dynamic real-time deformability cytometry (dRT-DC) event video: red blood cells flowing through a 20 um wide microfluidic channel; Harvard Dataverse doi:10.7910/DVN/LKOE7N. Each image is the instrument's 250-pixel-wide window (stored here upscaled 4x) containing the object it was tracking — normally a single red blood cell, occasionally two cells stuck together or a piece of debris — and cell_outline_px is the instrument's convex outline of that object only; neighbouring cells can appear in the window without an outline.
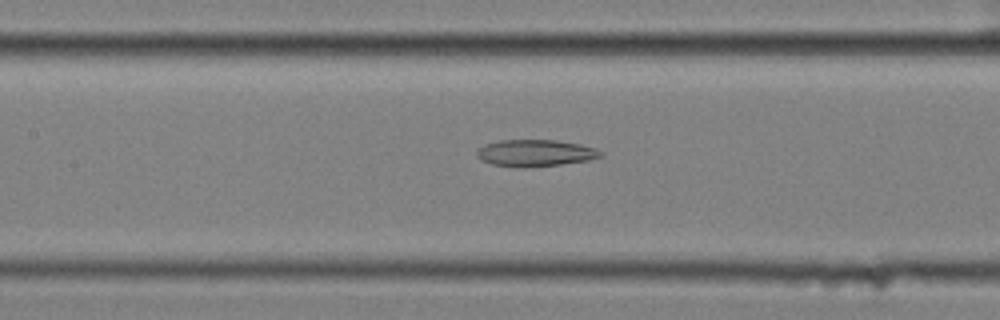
{"species": "common noctule bat (a hibernating species)", "species_latin": "Nyctalus noctula", "temperature_condition": "cold", "stored_images_in_passage": 51, "camera_frame_rate_fps": 3000, "um_per_image_px": 0.085, "animal": {"sex": "female", "body_mass_g": 25.1}, "frame": {"image": 1, "passage_image": 20, "time_ms": 6.333, "image_size_px": [1000, 320], "cell_outline_px": [[604, 156], [588, 160], [560, 164], [516, 168], [492, 164], [480, 160], [476, 156], [476, 152], [484, 144], [500, 140], [556, 140], [580, 144], [596, 148], [604, 152]], "centroid_in_image_um": [45.5, 13.0], "position_along_channel_um": 161.9, "area_um2": 19.42}}
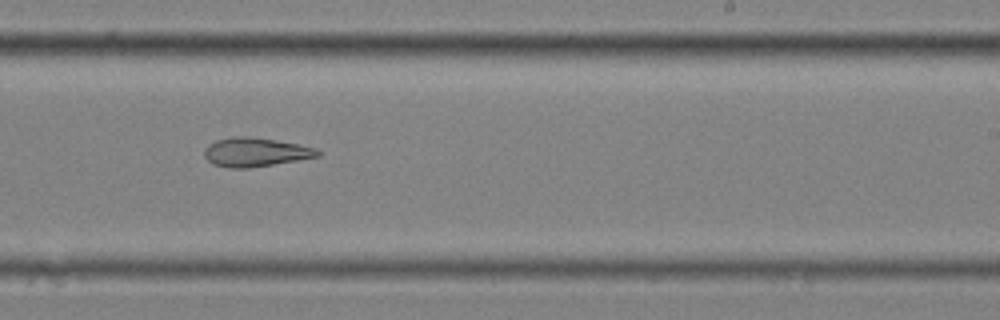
{"frame": {"image": 2, "passage_image": 29, "time_ms": 9.333, "image_size_px": [1000, 320], "cell_outline_px": [[320, 156], [248, 168], [228, 168], [212, 164], [204, 156], [204, 148], [208, 144], [216, 140], [232, 136], [248, 136], [276, 140], [316, 148], [320, 152]], "centroid_in_image_um": [21.65, 12.93], "position_along_channel_um": 267.3, "area_um2": 19.02}}
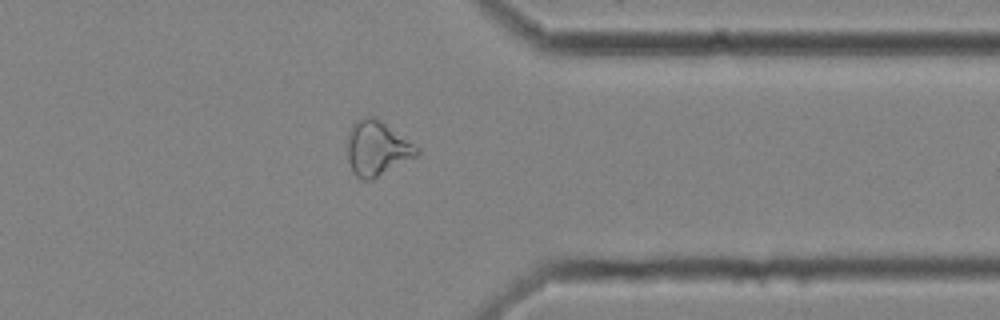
{"frame": {"image": 3, "passage_image": 39, "time_ms": 12.667, "image_size_px": [1000, 320], "cell_outline_px": [[420, 152], [416, 156], [372, 180], [364, 180], [356, 176], [352, 172], [348, 160], [348, 132], [352, 124], [356, 120], [364, 116], [372, 116], [380, 120], [420, 148]], "centroid_in_image_um": [32.03, 12.61], "position_along_channel_um": 379.4, "area_um2": 22.08}, "authors_computed_cell_mechanics": {"area_um2": 22.1952, "velocity_mm_per_s": 3.5184, "shape_relaxation_time_tau1_ms": null, "shape_relaxation_time_tau2_ms": 10.424, "deformation_change_tau1": null, "deformation_change_tau2": 0.2247}}